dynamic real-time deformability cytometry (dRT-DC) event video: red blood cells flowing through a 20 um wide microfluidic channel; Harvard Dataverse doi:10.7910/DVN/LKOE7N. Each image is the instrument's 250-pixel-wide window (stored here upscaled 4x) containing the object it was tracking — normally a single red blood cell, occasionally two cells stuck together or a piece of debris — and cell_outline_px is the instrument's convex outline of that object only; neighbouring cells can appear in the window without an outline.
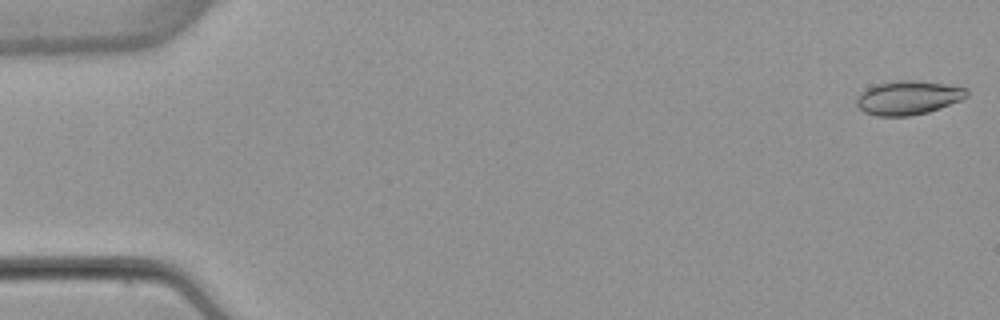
{"species": "common noctule bat (a hibernating species)", "species_latin": "Nyctalus noctula", "temperature_condition": "warm", "stored_images_in_passage": 52, "camera_frame_rate_fps": 3000, "um_per_image_px": 0.085, "animal": {"sex": "female", "body_mass_g": 22.7, "forearm_length_mm": 54.2}, "frame": {"image": 1, "passage_image": 1, "time_ms": 0.0, "image_size_px": [1000, 320], "cell_outline_px": [[968, 96], [960, 100], [940, 108], [928, 112], [912, 116], [876, 116], [864, 112], [856, 104], [856, 96], [860, 92], [876, 84], [896, 80], [916, 80], [944, 84], [968, 88]], "centroid_in_image_um": [77.18, 8.31], "position_along_channel_um": 7.8, "area_um2": 21.91}}
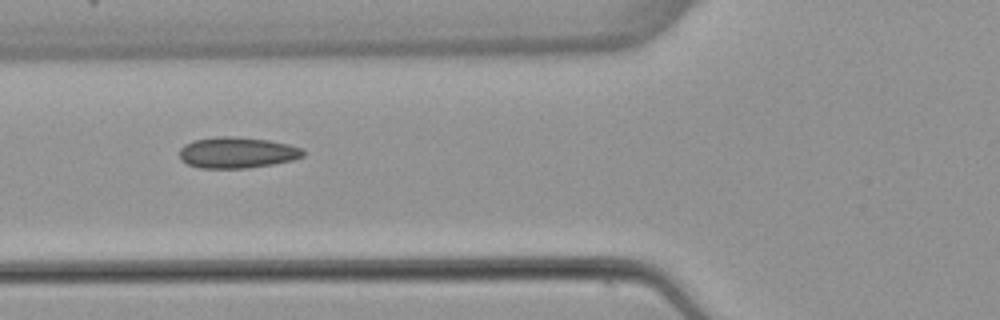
{"frame": {"image": 2, "passage_image": 20, "time_ms": 6.333, "image_size_px": [1000, 320], "cell_outline_px": [[304, 156], [292, 160], [272, 164], [248, 168], [200, 168], [188, 164], [180, 160], [180, 148], [184, 144], [196, 140], [220, 136], [228, 136], [268, 140], [288, 144], [300, 148], [304, 152]], "centroid_in_image_um": [20.13, 12.98], "position_along_channel_um": 105.7, "area_um2": 22.2}}
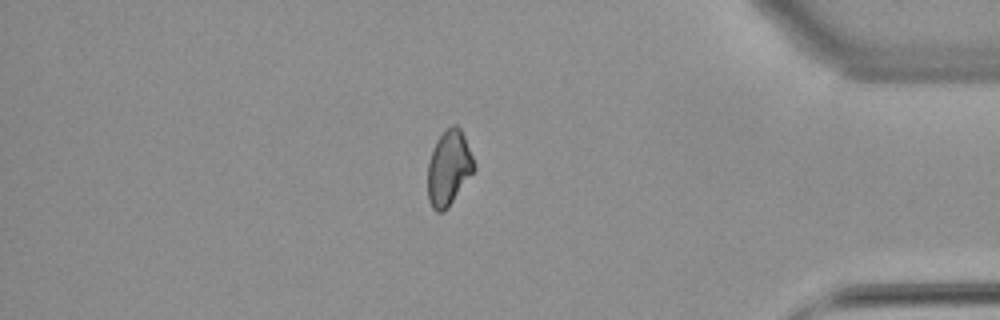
{"frame": {"image": 3, "passage_image": 45, "time_ms": 14.667, "image_size_px": [1000, 320], "cell_outline_px": [[476, 168], [448, 208], [444, 212], [436, 212], [432, 208], [428, 200], [428, 164], [436, 140], [452, 124], [456, 124], [460, 128], [464, 136], [476, 164]], "centroid_in_image_um": [38.15, 14.3], "position_along_channel_um": 397.0, "area_um2": 20.23}}